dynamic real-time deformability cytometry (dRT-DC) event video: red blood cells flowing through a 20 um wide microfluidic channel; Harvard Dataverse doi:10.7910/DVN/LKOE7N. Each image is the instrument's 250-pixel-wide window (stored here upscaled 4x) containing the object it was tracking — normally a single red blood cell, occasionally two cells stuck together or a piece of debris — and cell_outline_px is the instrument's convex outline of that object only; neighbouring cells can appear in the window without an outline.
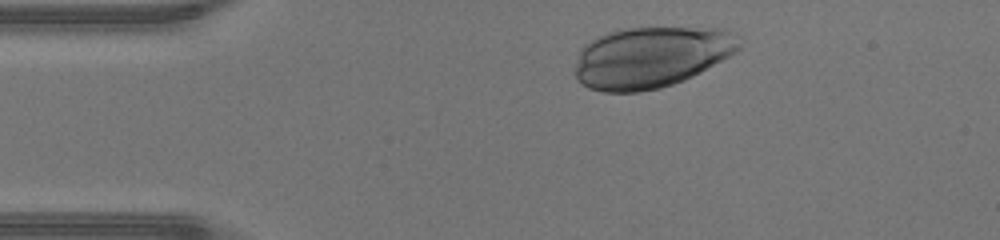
{"species": "human", "species_latin": "Homo sapiens", "temperature_condition": "warm", "stored_images_in_passage": 33, "camera_frame_rate_fps": 3000, "um_per_image_px": 0.085, "donor": {"sex": "male"}, "frame": {"image": 1, "passage_image": 3, "time_ms": 0.667, "image_size_px": [1000, 240], "cell_outline_px": [[740, 48], [736, 52], [700, 72], [684, 80], [660, 88], [640, 92], [604, 92], [588, 88], [580, 84], [576, 80], [576, 64], [580, 48], [584, 44], [608, 32], [624, 28], [724, 28], [728, 32]], "centroid_in_image_um": [55.26, 4.88], "position_along_channel_um": 29.7, "area_um2": 58.03}}